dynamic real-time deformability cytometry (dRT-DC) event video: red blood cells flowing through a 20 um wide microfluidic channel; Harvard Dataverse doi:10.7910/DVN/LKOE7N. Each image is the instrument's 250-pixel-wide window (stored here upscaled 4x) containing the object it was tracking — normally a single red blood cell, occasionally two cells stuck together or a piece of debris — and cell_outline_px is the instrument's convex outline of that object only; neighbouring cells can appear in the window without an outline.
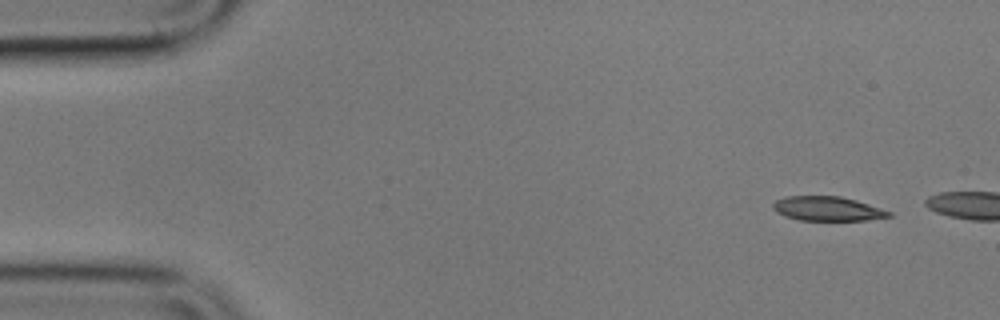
{"species": "common noctule bat (a hibernating species)", "species_latin": "Nyctalus noctula", "temperature_condition": "cold", "stored_images_in_passage": 2, "camera_frame_rate_fps": 3000, "um_per_image_px": 0.085, "animal": {"sex": "male", "body_mass_g": 17.9}, "frame": {"image": 1, "passage_image": 1, "time_ms": 0.0, "image_size_px": [1000, 320], "cell_outline_px": [[892, 216], [868, 220], [800, 220], [784, 216], [776, 212], [772, 208], [772, 204], [776, 200], [784, 196], [840, 196], [856, 200], [892, 212]], "centroid_in_image_um": [70.31, 17.73], "position_along_channel_um": 14.7, "area_um2": 16.47}}